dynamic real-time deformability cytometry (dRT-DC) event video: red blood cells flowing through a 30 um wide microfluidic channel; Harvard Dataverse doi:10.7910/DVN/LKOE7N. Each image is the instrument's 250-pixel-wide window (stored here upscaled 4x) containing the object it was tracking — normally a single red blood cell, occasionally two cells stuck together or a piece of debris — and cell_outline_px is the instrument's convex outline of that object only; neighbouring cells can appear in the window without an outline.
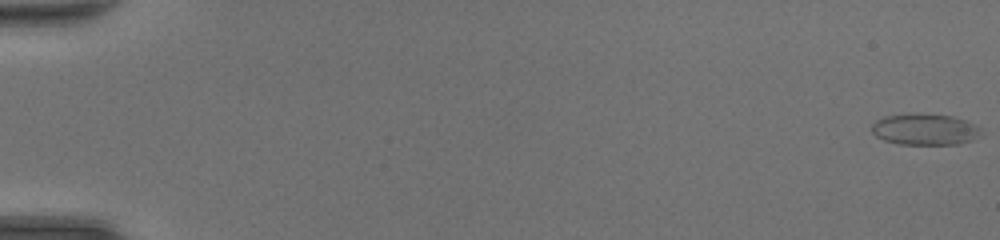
{"species": "common noctule bat (a hibernating species)", "species_latin": "Nyctalus noctula", "temperature_condition": "room temperature", "stored_images_in_passage": 49, "camera_frame_rate_fps": 3000, "um_per_image_px": 0.085, "animal": {"sex": "female", "body_mass_g": 20.0, "forearm_length_mm": 54.0}, "frame": {"image": 1, "passage_image": 1, "time_ms": 0.0, "image_size_px": [1000, 240], "cell_outline_px": [[980, 128], [972, 140], [960, 144], [900, 144], [884, 140], [876, 136], [872, 132], [872, 124], [876, 120], [884, 116], [912, 112], [920, 112], [952, 116], [968, 120]], "centroid_in_image_um": [78.56, 10.96], "position_along_channel_um": 6.4, "area_um2": 20.11}}
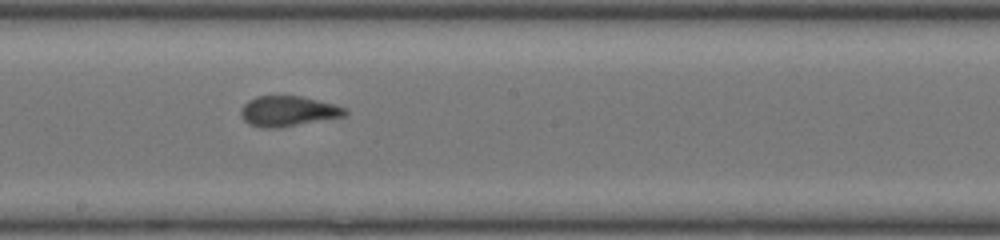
{"frame": {"image": 2, "passage_image": 29, "time_ms": 9.333, "image_size_px": [1000, 240], "cell_outline_px": [[348, 116], [280, 128], [264, 128], [248, 124], [240, 116], [240, 108], [248, 100], [256, 96], [300, 96], [348, 108]], "centroid_in_image_um": [24.49, 9.46], "position_along_channel_um": 223.7, "area_um2": 18.67}}
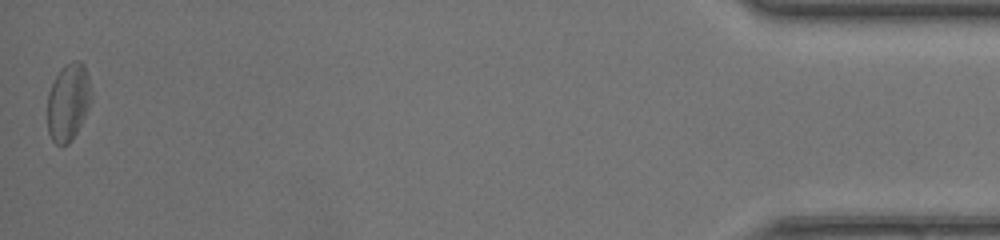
{"frame": {"image": 3, "passage_image": 49, "time_ms": 16.0, "image_size_px": [1000, 240], "cell_outline_px": [[92, 100], [72, 140], [68, 144], [56, 144], [52, 140], [48, 132], [48, 92], [56, 76], [64, 64], [76, 60], [80, 60], [84, 64], [92, 88]], "centroid_in_image_um": [5.81, 8.64], "position_along_channel_um": 429.4, "area_um2": 19.77}, "authors_computed_cell_mechanics": {"area_um2": 19.074, "velocity_mm_per_s": 4.3735, "shape_relaxation_time_tau1_ms": 3.2961, "shape_relaxation_time_tau2_ms": 1.0827, "deformation_change_tau1": 0.1277, "deformation_change_tau2": 0.0501}}